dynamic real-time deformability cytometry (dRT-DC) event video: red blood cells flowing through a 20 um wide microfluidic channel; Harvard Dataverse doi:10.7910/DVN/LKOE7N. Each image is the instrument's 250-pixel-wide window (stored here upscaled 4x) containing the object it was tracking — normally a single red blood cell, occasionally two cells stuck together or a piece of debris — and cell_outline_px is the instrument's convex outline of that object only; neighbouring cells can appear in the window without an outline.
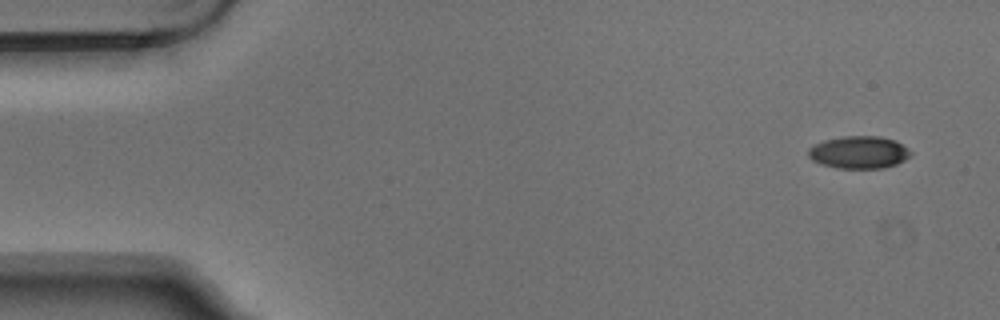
{"species": "Egyptian fruit bat (a non-hibernating species)", "species_latin": "Rousettus aegyptiacus", "temperature_condition": "warm", "stored_images_in_passage": 7, "camera_frame_rate_fps": 3000, "um_per_image_px": 0.085, "animal": {"sex": "male"}, "frame": {"image": 1, "passage_image": 1, "time_ms": 0.0, "image_size_px": [1000, 320], "cell_outline_px": [[912, 156], [896, 164], [884, 168], [836, 168], [820, 164], [812, 160], [808, 156], [808, 148], [824, 140], [844, 136], [880, 136], [896, 140], [908, 148], [912, 152]], "centroid_in_image_um": [73.03, 12.95], "position_along_channel_um": 12.0, "area_um2": 19.54}}
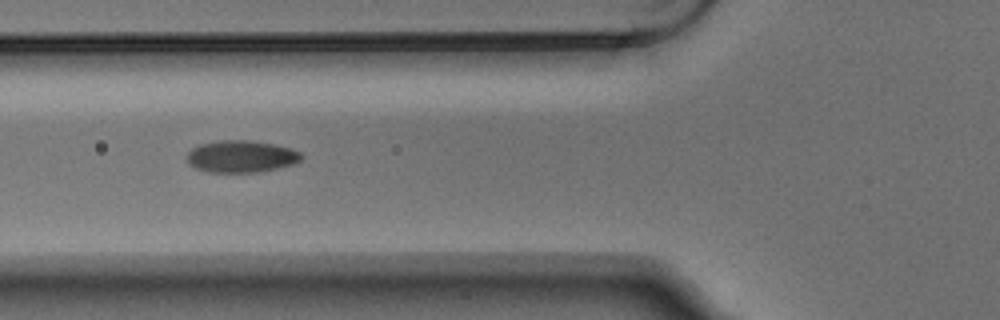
{"frame": {"image": 2, "passage_image": 6, "time_ms": 1.667, "image_size_px": [1000, 320], "cell_outline_px": [[304, 156], [300, 160], [292, 164], [260, 172], [208, 172], [196, 168], [188, 164], [188, 152], [192, 148], [200, 144], [224, 140], [248, 140], [276, 144], [292, 148], [300, 152]], "centroid_in_image_um": [20.52, 13.29], "position_along_channel_um": 105.3, "area_um2": 21.33}}
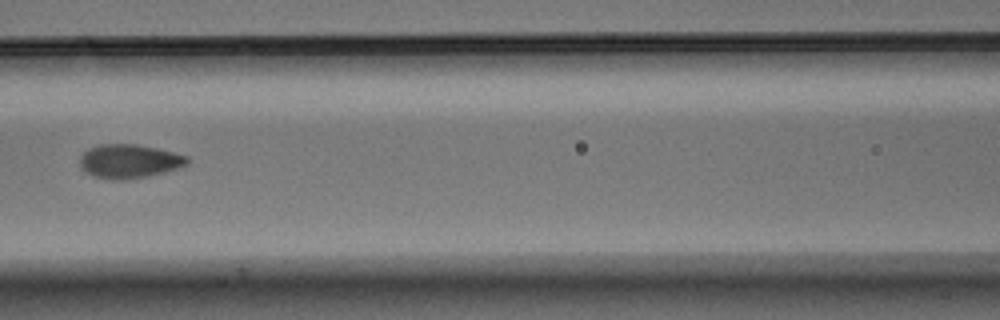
{"frame": {"image": 3, "passage_image": 7, "time_ms": 2.0, "image_size_px": [1000, 320], "cell_outline_px": [[188, 164], [164, 172], [148, 176], [124, 180], [112, 180], [92, 176], [84, 172], [80, 164], [80, 156], [88, 148], [100, 144], [136, 144], [156, 148], [188, 156]], "centroid_in_image_um": [10.94, 13.71], "position_along_channel_um": 155.7, "area_um2": 21.21}}